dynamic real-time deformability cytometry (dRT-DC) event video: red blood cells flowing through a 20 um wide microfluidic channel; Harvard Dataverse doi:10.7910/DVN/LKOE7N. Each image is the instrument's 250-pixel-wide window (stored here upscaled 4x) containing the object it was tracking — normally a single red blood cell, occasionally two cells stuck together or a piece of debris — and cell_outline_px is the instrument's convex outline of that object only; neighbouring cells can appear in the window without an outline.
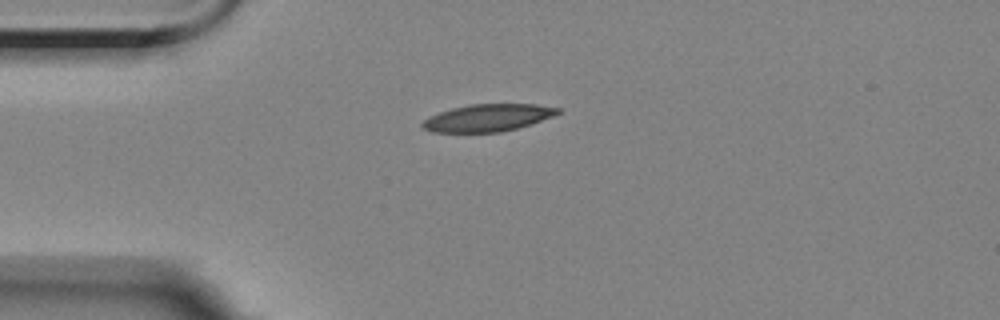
{"species": "Egyptian fruit bat (a non-hibernating species)", "species_latin": "Rousettus aegyptiacus", "temperature_condition": "room temperature", "stored_images_in_passage": 4, "camera_frame_rate_fps": 3000, "um_per_image_px": 0.085, "animal": {"sex": "female"}, "frame": {"image": 1, "passage_image": 1, "time_ms": 0.0, "image_size_px": [1000, 320], "cell_outline_px": [[560, 112], [552, 116], [532, 124], [500, 132], [432, 132], [420, 128], [420, 124], [428, 116], [452, 108], [468, 104], [536, 104], [560, 108]], "centroid_in_image_um": [41.42, 10.01], "position_along_channel_um": 43.6, "area_um2": 21.56}}
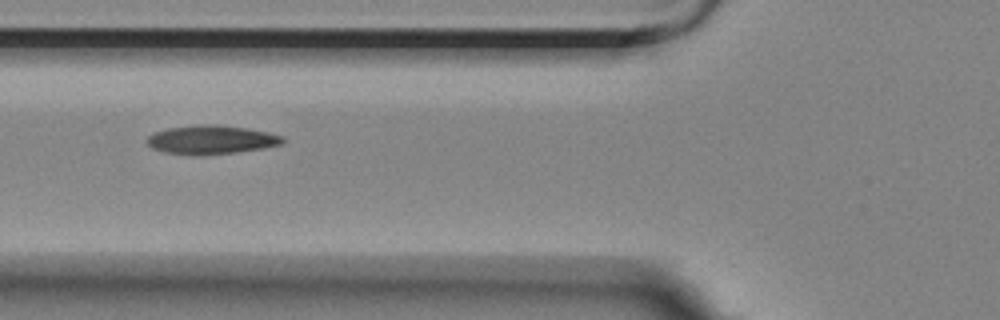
{"frame": {"image": 2, "passage_image": 3, "time_ms": 2.333, "image_size_px": [1000, 320], "cell_outline_px": [[284, 144], [264, 148], [236, 152], [200, 156], [196, 156], [164, 152], [152, 148], [144, 140], [152, 132], [168, 128], [200, 124], [216, 124], [248, 128], [268, 132], [284, 136]], "centroid_in_image_um": [17.95, 11.88], "position_along_channel_um": 107.9, "area_um2": 23.18}}
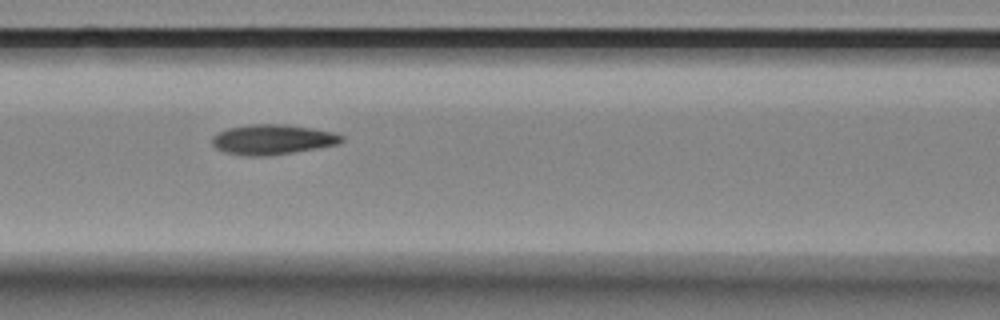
{"frame": {"image": 3, "passage_image": 4, "time_ms": 3.333, "image_size_px": [1000, 320], "cell_outline_px": [[344, 140], [336, 144], [316, 148], [268, 156], [244, 156], [224, 152], [216, 148], [212, 144], [212, 136], [216, 132], [228, 128], [248, 124], [284, 124], [312, 128], [332, 132], [344, 136]], "centroid_in_image_um": [23.11, 11.85], "position_along_channel_um": 143.5, "area_um2": 22.72}}